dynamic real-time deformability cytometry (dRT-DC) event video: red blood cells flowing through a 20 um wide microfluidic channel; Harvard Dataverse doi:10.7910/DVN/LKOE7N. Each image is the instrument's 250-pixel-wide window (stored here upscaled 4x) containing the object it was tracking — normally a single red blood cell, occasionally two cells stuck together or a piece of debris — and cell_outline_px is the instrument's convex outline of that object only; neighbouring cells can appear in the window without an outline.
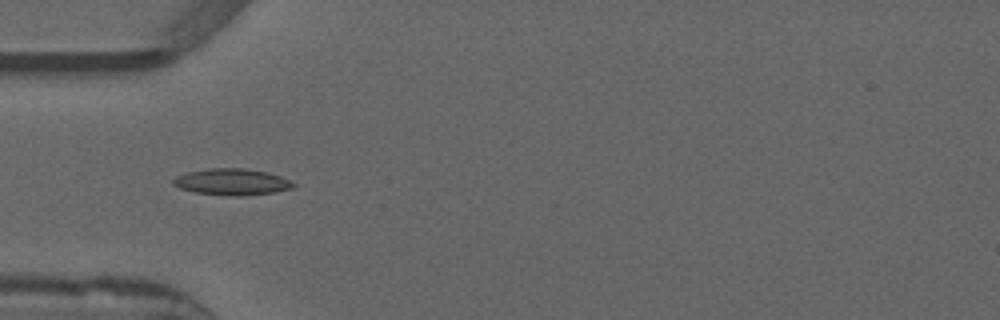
{"species": "common noctule bat (a hibernating species)", "species_latin": "Nyctalus noctula", "temperature_condition": "warm", "stored_images_in_passage": 4, "camera_frame_rate_fps": 3000, "um_per_image_px": 0.085, "animal": {"sex": "male", "forearm_length_mm": 52.5}, "frame": {"image": 1, "passage_image": 1, "time_ms": 0.0, "image_size_px": [1000, 320], "cell_outline_px": [[296, 184], [292, 188], [272, 192], [240, 196], [232, 196], [196, 192], [180, 188], [172, 184], [172, 180], [176, 176], [188, 172], [208, 168], [244, 168], [268, 172], [280, 176]], "centroid_in_image_um": [19.69, 15.45], "position_along_channel_um": 65.3, "area_um2": 18.32}}
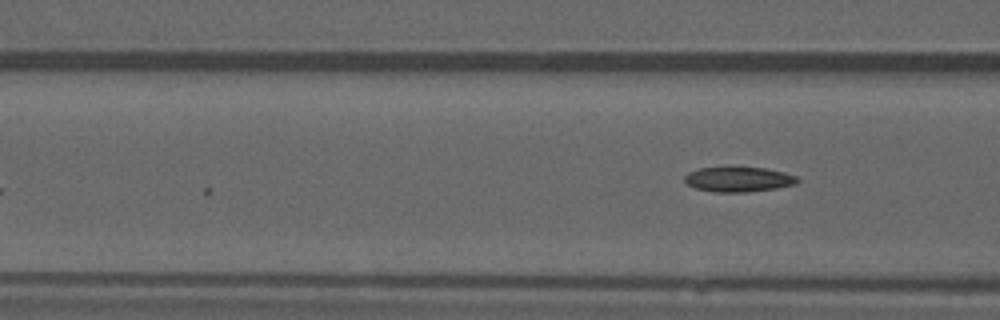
{"frame": {"image": 2, "passage_image": 4, "time_ms": 1.0, "image_size_px": [1000, 320], "cell_outline_px": [[800, 180], [796, 184], [776, 188], [744, 192], [712, 192], [696, 188], [688, 184], [684, 180], [684, 176], [688, 172], [700, 168], [764, 168], [784, 172], [796, 176]], "centroid_in_image_um": [62.77, 15.25], "position_along_channel_um": 103.8, "area_um2": 16.18}}